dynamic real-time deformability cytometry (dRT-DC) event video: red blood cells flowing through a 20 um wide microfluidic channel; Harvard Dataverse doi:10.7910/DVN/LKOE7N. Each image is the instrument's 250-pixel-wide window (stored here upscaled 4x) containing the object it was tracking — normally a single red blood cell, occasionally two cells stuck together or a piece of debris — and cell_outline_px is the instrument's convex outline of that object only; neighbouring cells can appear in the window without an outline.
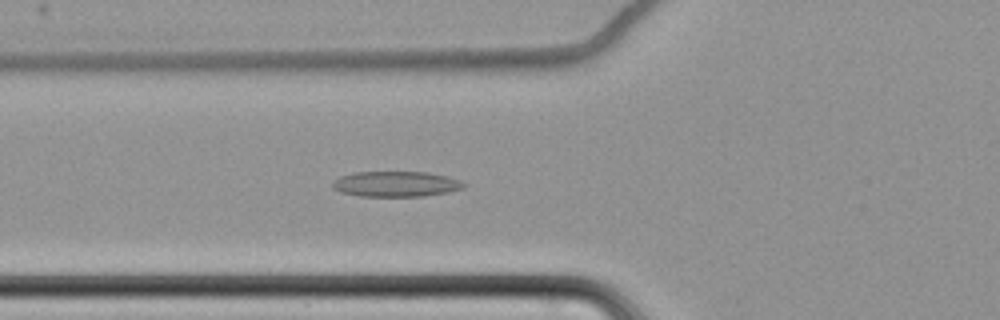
{"species": "common noctule bat (a hibernating species)", "species_latin": "Nyctalus noctula", "temperature_condition": "cold", "stored_images_in_passage": 62, "camera_frame_rate_fps": 3000, "um_per_image_px": 0.085, "animal": {"sex": "female", "body_mass_g": 22.7, "forearm_length_mm": 54.2}, "frame": {"image": 1, "passage_image": 25, "time_ms": 8.0, "image_size_px": [1000, 320], "cell_outline_px": [[468, 184], [464, 188], [448, 192], [424, 196], [360, 196], [340, 192], [332, 188], [332, 184], [340, 176], [352, 172], [428, 172], [448, 176], [460, 180]], "centroid_in_image_um": [33.69, 15.64], "position_along_channel_um": 92.1, "area_um2": 19.59}}
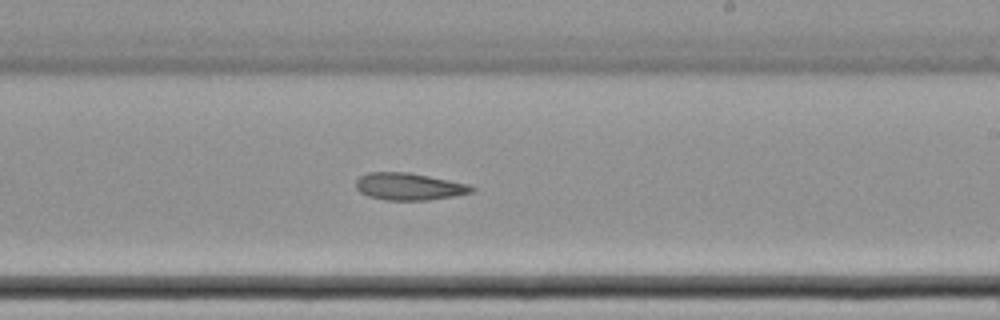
{"frame": {"image": 2, "passage_image": 39, "time_ms": 12.667, "image_size_px": [1000, 320], "cell_outline_px": [[476, 192], [428, 200], [384, 200], [368, 196], [360, 192], [356, 188], [356, 180], [360, 176], [368, 172], [408, 172], [468, 184], [476, 188]], "centroid_in_image_um": [34.76, 15.86], "position_along_channel_um": 254.2, "area_um2": 18.32}}
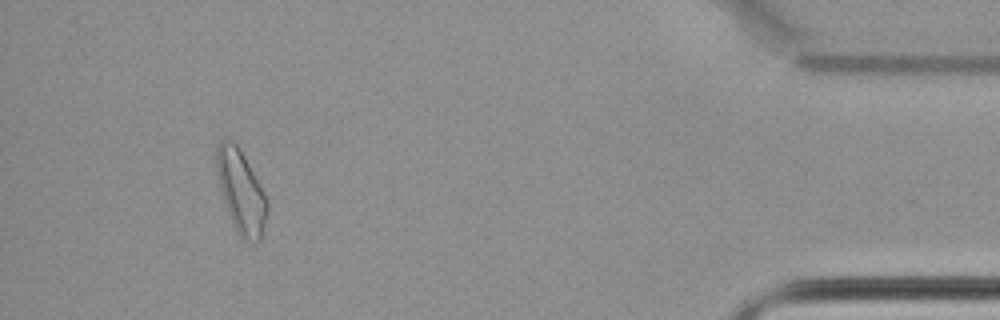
{"frame": {"image": 3, "passage_image": 58, "time_ms": 19.0, "image_size_px": [1000, 320], "cell_outline_px": [[268, 212], [260, 240], [256, 244], [244, 240], [240, 236], [228, 212], [220, 188], [216, 168], [216, 148], [220, 140], [228, 140], [236, 144], [240, 148], [264, 192], [268, 200]], "centroid_in_image_um": [20.5, 16.29], "position_along_channel_um": 414.7, "area_um2": 24.22}}